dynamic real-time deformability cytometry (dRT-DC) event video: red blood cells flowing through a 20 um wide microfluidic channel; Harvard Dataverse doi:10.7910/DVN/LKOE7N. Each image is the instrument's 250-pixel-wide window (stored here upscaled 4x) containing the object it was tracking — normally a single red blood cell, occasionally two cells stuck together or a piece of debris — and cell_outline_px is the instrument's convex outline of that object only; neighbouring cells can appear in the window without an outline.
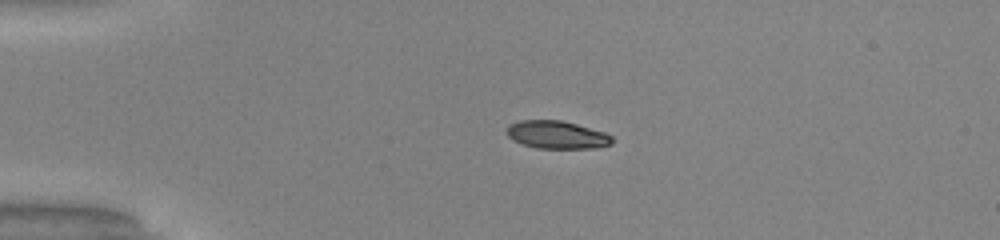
{"species": "common noctule bat (a hibernating species)", "species_latin": "Nyctalus noctula", "temperature_condition": "warm", "stored_images_in_passage": 40, "camera_frame_rate_fps": 3000, "um_per_image_px": 0.085, "animal": {"sex": "male", "body_mass_g": 20.0, "forearm_length_mm": 53.3}, "frame": {"image": 1, "passage_image": 1, "time_ms": 0.0, "image_size_px": [1000, 240], "cell_outline_px": [[612, 144], [592, 148], [536, 148], [512, 140], [504, 132], [508, 124], [520, 120], [560, 120], [576, 124], [604, 132], [612, 136]], "centroid_in_image_um": [47.27, 11.45], "position_along_channel_um": 37.7, "area_um2": 17.11}}
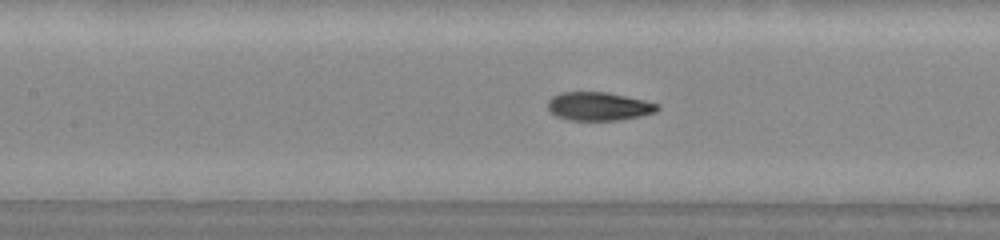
{"frame": {"image": 2, "passage_image": 13, "time_ms": 4.0, "image_size_px": [1000, 240], "cell_outline_px": [[660, 108], [656, 112], [640, 116], [620, 120], [568, 120], [556, 116], [548, 108], [548, 100], [552, 96], [560, 92], [608, 92], [644, 100], [660, 104]], "centroid_in_image_um": [50.91, 9.03], "position_along_channel_um": 156.5, "area_um2": 18.26}}
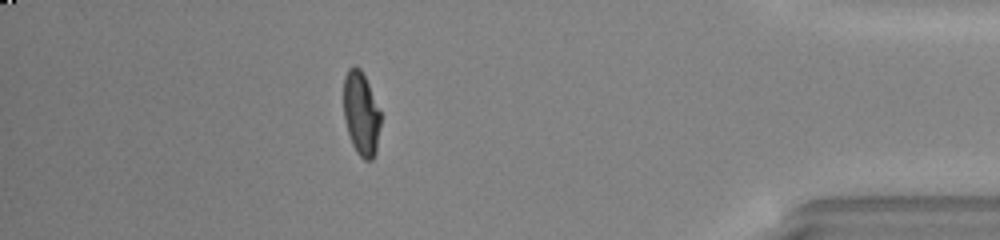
{"frame": {"image": 3, "passage_image": 34, "time_ms": 11.0, "image_size_px": [1000, 240], "cell_outline_px": [[380, 124], [376, 152], [372, 160], [364, 160], [356, 152], [352, 144], [344, 120], [344, 76], [348, 68], [352, 64], [356, 64], [360, 68], [368, 84], [380, 112]], "centroid_in_image_um": [30.68, 9.64], "position_along_channel_um": 404.5, "area_um2": 18.03}, "authors_computed_cell_mechanics": {"area_um2": 18.4671, "velocity_mm_per_s": 4.113, "shape_relaxation_time_tau1_ms": 4.4274, "shape_relaxation_time_tau2_ms": 0.7945, "deformation_change_tau1": 0.2315, "deformation_change_tau2": 0.0561}}